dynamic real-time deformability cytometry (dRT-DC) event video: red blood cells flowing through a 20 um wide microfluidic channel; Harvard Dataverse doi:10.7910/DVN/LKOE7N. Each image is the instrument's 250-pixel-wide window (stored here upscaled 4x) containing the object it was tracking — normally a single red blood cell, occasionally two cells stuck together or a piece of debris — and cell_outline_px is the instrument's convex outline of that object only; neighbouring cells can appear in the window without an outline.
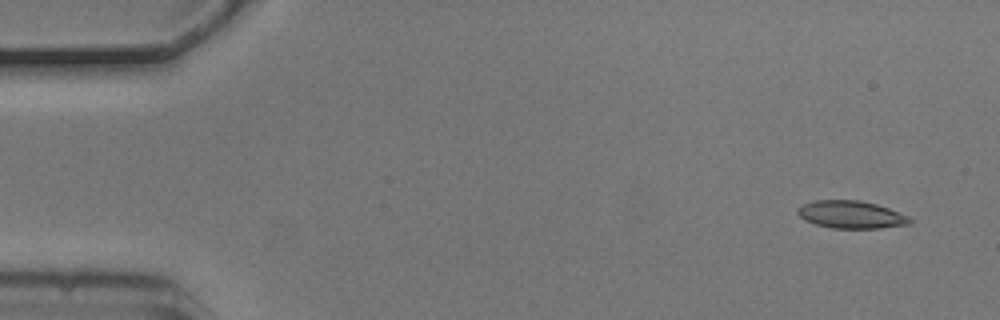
{"species": "common noctule bat (a hibernating species)", "species_latin": "Nyctalus noctula", "temperature_condition": "cold", "stored_images_in_passage": 4, "camera_frame_rate_fps": 3000, "um_per_image_px": 0.085, "animal": {"sex": "male", "body_mass_g": 20.5, "forearm_length_mm": 52.5}, "frame": {"image": 1, "passage_image": 1, "time_ms": 0.0, "image_size_px": [1000, 320], "cell_outline_px": [[912, 224], [880, 228], [832, 228], [816, 224], [804, 220], [796, 212], [796, 208], [804, 204], [816, 200], [860, 200], [876, 204], [888, 208], [908, 216], [912, 220]], "centroid_in_image_um": [72.34, 18.24], "position_along_channel_um": 12.7, "area_um2": 18.03}}
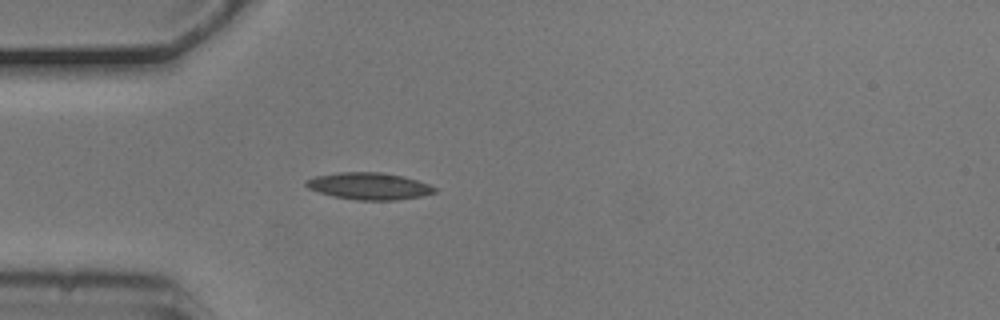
{"frame": {"image": 2, "passage_image": 4, "time_ms": 1.0, "image_size_px": [1000, 320], "cell_outline_px": [[436, 192], [420, 196], [396, 200], [356, 200], [332, 196], [308, 188], [304, 184], [304, 180], [316, 176], [340, 172], [380, 172], [404, 176], [428, 184], [436, 188]], "centroid_in_image_um": [31.34, 15.81], "position_along_channel_um": 53.7, "area_um2": 20.11}}